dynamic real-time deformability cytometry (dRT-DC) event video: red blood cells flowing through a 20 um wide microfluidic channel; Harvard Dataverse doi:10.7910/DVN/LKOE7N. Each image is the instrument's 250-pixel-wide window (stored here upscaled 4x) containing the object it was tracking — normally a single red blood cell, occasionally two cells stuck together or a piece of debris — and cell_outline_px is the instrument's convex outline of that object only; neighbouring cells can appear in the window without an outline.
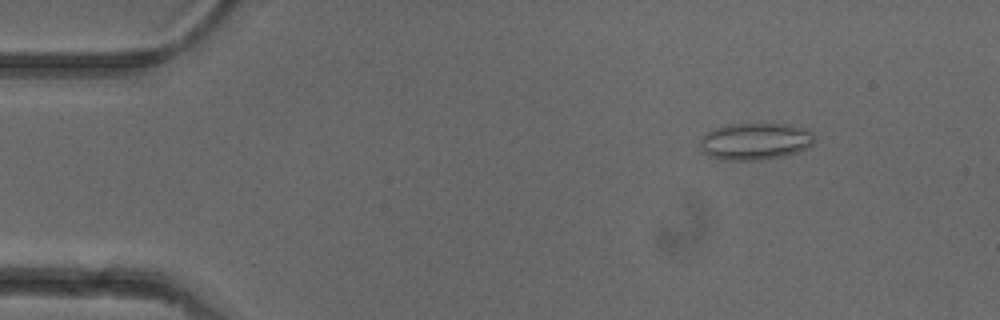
{"species": "common noctule bat (a hibernating species)", "species_latin": "Nyctalus noctula", "temperature_condition": "cold", "stored_images_in_passage": 47, "camera_frame_rate_fps": 3000, "um_per_image_px": 0.085, "animal": {"sex": "female"}, "frame": {"image": 1, "passage_image": 2, "time_ms": 0.333, "image_size_px": [1000, 320], "cell_outline_px": [[812, 144], [808, 148], [784, 156], [760, 160], [720, 160], [708, 156], [700, 148], [700, 136], [704, 132], [728, 124], [788, 124], [808, 128], [812, 132]], "centroid_in_image_um": [64.15, 12.01], "position_along_channel_um": 20.8, "area_um2": 24.91}}
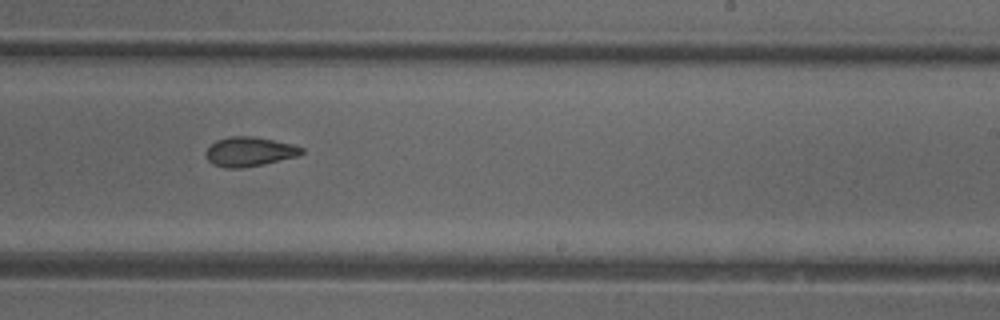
{"frame": {"image": 2, "passage_image": 27, "time_ms": 8.667, "image_size_px": [1000, 320], "cell_outline_px": [[304, 152], [300, 156], [240, 168], [224, 168], [212, 164], [204, 156], [204, 152], [216, 140], [228, 136], [252, 136], [292, 144], [304, 148]], "centroid_in_image_um": [21.17, 12.89], "position_along_channel_um": 267.8, "area_um2": 16.42}}
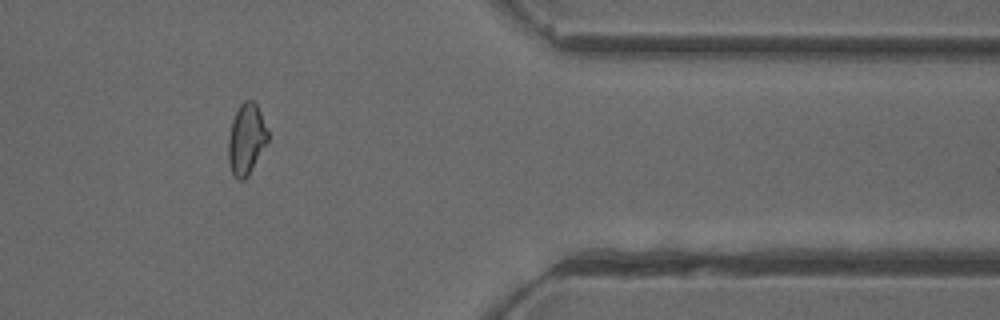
{"frame": {"image": 3, "passage_image": 38, "time_ms": 12.333, "image_size_px": [1000, 320], "cell_outline_px": [[268, 140], [248, 176], [244, 180], [236, 180], [232, 176], [228, 164], [228, 136], [232, 120], [240, 104], [244, 100], [252, 100], [256, 104], [260, 112], [268, 132]], "centroid_in_image_um": [20.9, 11.87], "position_along_channel_um": 390.5, "area_um2": 16.42}, "authors_computed_cell_mechanics": {"area_um2": 16.8198, "velocity_mm_per_s": 3.9646, "shape_relaxation_time_tau1_ms": null, "shape_relaxation_time_tau2_ms": 2.0526, "deformation_change_tau1": null, "deformation_change_tau2": 0.0818}}